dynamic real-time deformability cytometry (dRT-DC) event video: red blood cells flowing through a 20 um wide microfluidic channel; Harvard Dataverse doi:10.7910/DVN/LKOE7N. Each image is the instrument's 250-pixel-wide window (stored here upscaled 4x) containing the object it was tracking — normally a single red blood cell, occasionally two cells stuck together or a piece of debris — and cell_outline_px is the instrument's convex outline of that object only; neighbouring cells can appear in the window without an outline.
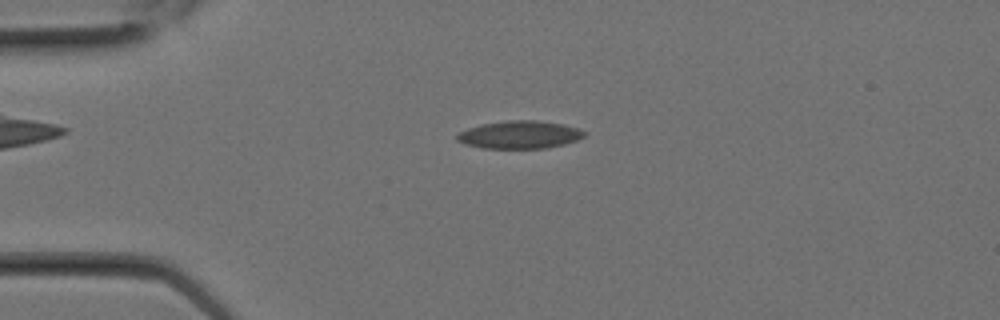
{"species": "Egyptian fruit bat (a non-hibernating species)", "species_latin": "Rousettus aegyptiacus", "temperature_condition": "room temperature", "stored_images_in_passage": 1, "camera_frame_rate_fps": 3000, "um_per_image_px": 0.085, "animal": {"sex": "female"}, "frame": {"image": 1, "passage_image": 1, "time_ms": 0.0, "image_size_px": [1000, 320], "cell_outline_px": [[588, 132], [584, 136], [576, 140], [564, 144], [548, 148], [480, 148], [464, 144], [456, 140], [456, 136], [460, 132], [468, 128], [480, 124], [508, 120], [536, 120], [564, 124]], "centroid_in_image_um": [44.16, 11.45], "position_along_channel_um": 40.8, "area_um2": 20.69}}